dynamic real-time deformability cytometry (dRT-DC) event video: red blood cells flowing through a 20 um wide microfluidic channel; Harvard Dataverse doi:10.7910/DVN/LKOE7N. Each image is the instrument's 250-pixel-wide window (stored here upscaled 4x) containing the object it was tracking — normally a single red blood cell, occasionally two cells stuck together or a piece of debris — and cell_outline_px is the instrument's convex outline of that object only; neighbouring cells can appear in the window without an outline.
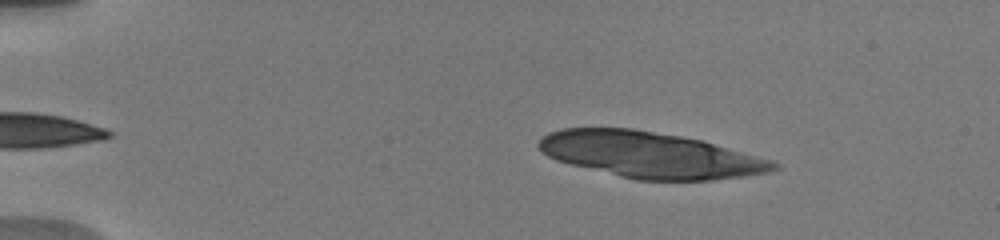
{"species": "human", "species_latin": "Homo sapiens", "temperature_condition": "warm", "stored_images_in_passage": 16, "camera_frame_rate_fps": 3000, "um_per_image_px": 0.085, "donor": {"sex": "male"}, "frame": {"image": 1, "passage_image": 4, "time_ms": 0.667, "image_size_px": [1000, 240], "cell_outline_px": [[780, 168], [772, 172], [712, 180], [636, 180], [556, 160], [548, 156], [536, 144], [548, 132], [560, 128], [632, 128], [680, 136], [700, 140], [772, 160], [780, 164]], "centroid_in_image_um": [55.28, 13.16], "position_along_channel_um": 29.7, "area_um2": 62.42}}